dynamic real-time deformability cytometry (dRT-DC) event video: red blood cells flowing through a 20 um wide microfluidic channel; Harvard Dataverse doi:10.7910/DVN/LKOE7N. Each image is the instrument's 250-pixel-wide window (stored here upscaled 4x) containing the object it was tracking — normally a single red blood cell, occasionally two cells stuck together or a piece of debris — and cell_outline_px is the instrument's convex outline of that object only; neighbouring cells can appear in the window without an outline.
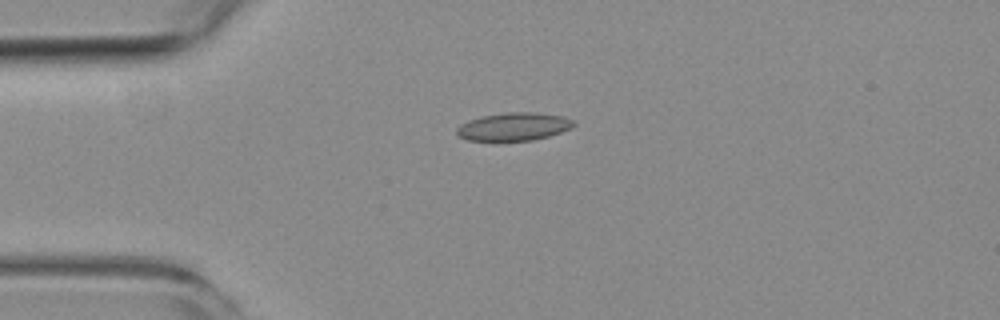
{"species": "common noctule bat (a hibernating species)", "species_latin": "Nyctalus noctula", "temperature_condition": "room temperature", "stored_images_in_passage": 3, "camera_frame_rate_fps": 3000, "um_per_image_px": 0.085, "animal": {"sex": "female", "body_mass_g": 19.3, "forearm_length_mm": 54.1}, "frame": {"image": 1, "passage_image": 3, "time_ms": 2.333, "image_size_px": [1000, 320], "cell_outline_px": [[576, 124], [572, 128], [548, 136], [532, 140], [468, 140], [460, 136], [456, 132], [456, 128], [460, 124], [468, 120], [484, 116], [508, 112], [532, 112], [564, 116], [572, 120]], "centroid_in_image_um": [43.68, 10.75], "position_along_channel_um": 41.3, "area_um2": 18.84}}